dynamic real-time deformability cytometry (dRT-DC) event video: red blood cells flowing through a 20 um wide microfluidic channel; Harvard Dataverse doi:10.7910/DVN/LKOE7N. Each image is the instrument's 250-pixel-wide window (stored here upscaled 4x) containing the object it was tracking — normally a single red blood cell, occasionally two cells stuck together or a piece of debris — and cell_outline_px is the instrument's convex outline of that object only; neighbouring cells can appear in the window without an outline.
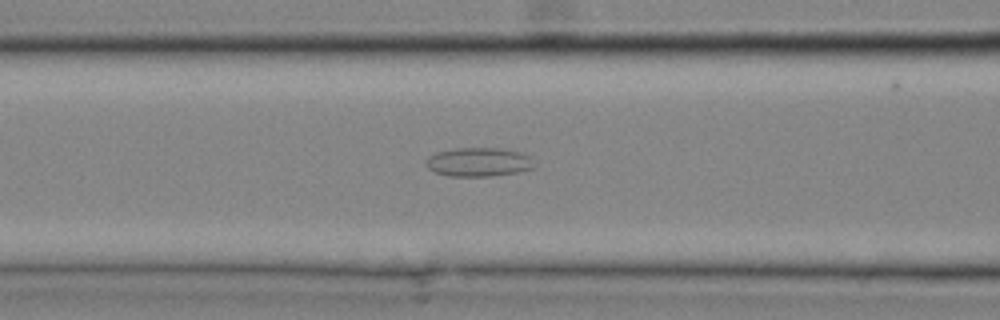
{"species": "common noctule bat (a hibernating species)", "species_latin": "Nyctalus noctula", "temperature_condition": "cold", "stored_images_in_passage": 20, "camera_frame_rate_fps": 3000, "um_per_image_px": 0.085, "animal": {"sex": "male", "body_mass_g": 20.4}, "frame": {"image": 1, "passage_image": 12, "time_ms": 3.667, "image_size_px": [1000, 320], "cell_outline_px": [[532, 168], [520, 172], [492, 176], [448, 176], [436, 172], [428, 168], [424, 160], [428, 156], [436, 152], [452, 148], [496, 148], [520, 152], [528, 156]], "centroid_in_image_um": [40.6, 13.77], "position_along_channel_um": 126.0, "area_um2": 18.09}}
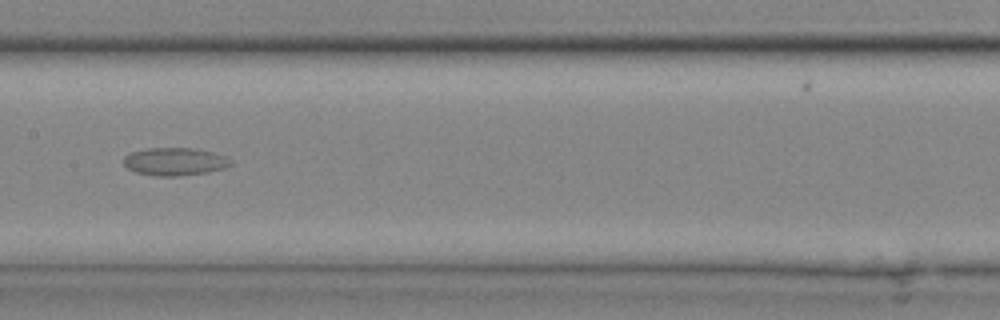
{"frame": {"image": 2, "passage_image": 15, "time_ms": 4.667, "image_size_px": [1000, 320], "cell_outline_px": [[232, 164], [224, 168], [208, 172], [176, 176], [156, 176], [136, 172], [128, 168], [124, 164], [124, 156], [132, 152], [148, 148], [196, 148], [228, 156], [232, 160]], "centroid_in_image_um": [14.89, 13.73], "position_along_channel_um": 192.5, "area_um2": 17.4}}
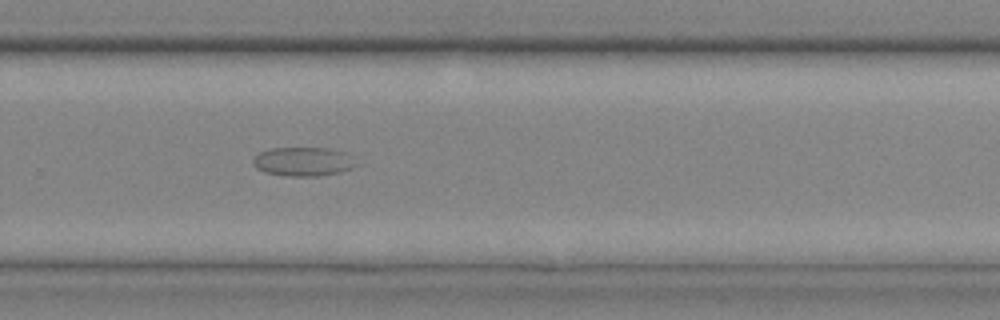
{"frame": {"image": 3, "passage_image": 20, "time_ms": 6.333, "image_size_px": [1000, 320], "cell_outline_px": [[360, 164], [352, 168], [340, 172], [320, 176], [288, 176], [264, 172], [256, 168], [252, 164], [252, 160], [260, 152], [268, 148], [328, 148], [348, 152]], "centroid_in_image_um": [25.82, 13.73], "position_along_channel_um": 304.0, "area_um2": 17.74}}